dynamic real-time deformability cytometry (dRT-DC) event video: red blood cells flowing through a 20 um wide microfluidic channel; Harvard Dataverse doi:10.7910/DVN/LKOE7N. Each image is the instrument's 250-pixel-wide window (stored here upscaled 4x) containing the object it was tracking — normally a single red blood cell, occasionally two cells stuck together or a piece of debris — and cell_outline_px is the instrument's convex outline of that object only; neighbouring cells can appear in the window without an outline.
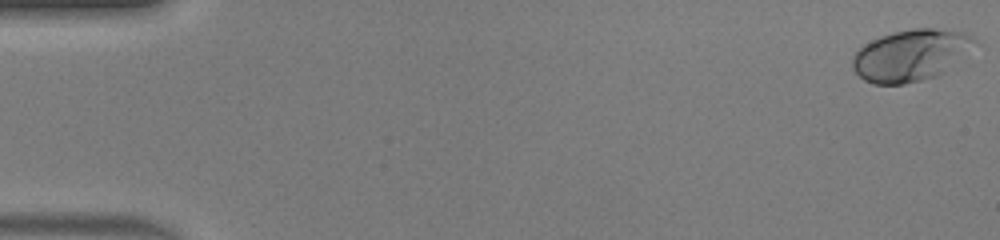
{"species": "human", "species_latin": "Homo sapiens", "temperature_condition": "warm", "stored_images_in_passage": 50, "camera_frame_rate_fps": 3000, "um_per_image_px": 0.085, "donor": {"sex": "male"}, "frame": {"image": 1, "passage_image": 1, "time_ms": 0.0, "image_size_px": [1000, 240], "cell_outline_px": [[984, 44], [944, 72], [936, 76], [904, 84], [872, 84], [864, 80], [852, 68], [852, 56], [864, 44], [880, 36], [892, 32], [912, 28], [932, 28], [964, 32], [972, 36]], "centroid_in_image_um": [77.51, 4.68], "position_along_channel_um": 7.5, "area_um2": 37.45}}
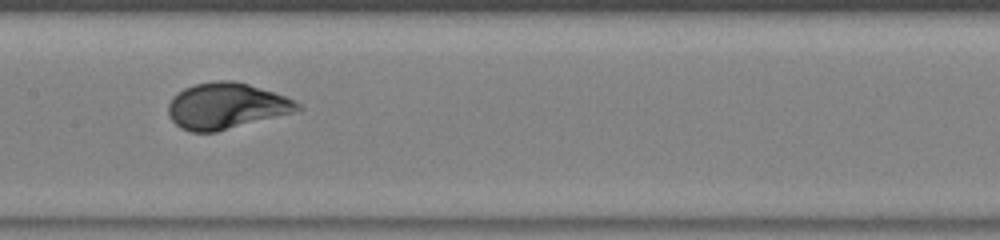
{"frame": {"image": 2, "passage_image": 26, "time_ms": 8.333, "image_size_px": [1000, 240], "cell_outline_px": [[304, 108], [300, 112], [216, 132], [192, 132], [180, 128], [168, 116], [168, 104], [172, 96], [176, 92], [192, 84], [216, 80], [232, 80], [248, 84], [296, 100]], "centroid_in_image_um": [19.26, 9.01], "position_along_channel_um": 188.1, "area_um2": 35.32}}
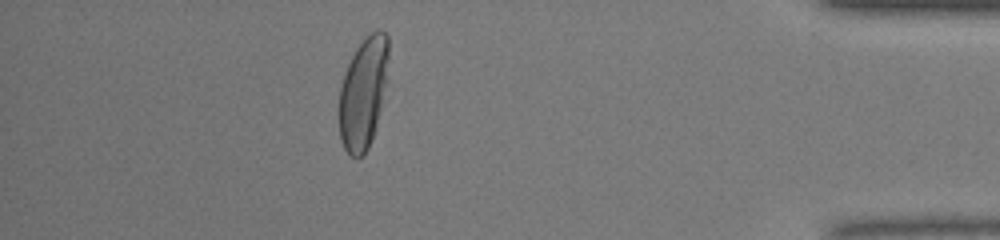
{"frame": {"image": 3, "passage_image": 45, "time_ms": 14.667, "image_size_px": [1000, 240], "cell_outline_px": [[388, 80], [376, 128], [368, 148], [360, 156], [352, 156], [344, 148], [340, 140], [340, 88], [344, 72], [356, 48], [376, 28], [380, 28], [388, 36]], "centroid_in_image_um": [30.91, 7.87], "position_along_channel_um": 404.3, "area_um2": 32.08}, "authors_computed_cell_mechanics": {"area_um2": 34.4199, "velocity_mm_per_s": 4.1143, "shape_relaxation_time_tau1_ms": 3.3382, "shape_relaxation_time_tau2_ms": null, "deformation_change_tau1": 0.201, "deformation_change_tau2": null}}